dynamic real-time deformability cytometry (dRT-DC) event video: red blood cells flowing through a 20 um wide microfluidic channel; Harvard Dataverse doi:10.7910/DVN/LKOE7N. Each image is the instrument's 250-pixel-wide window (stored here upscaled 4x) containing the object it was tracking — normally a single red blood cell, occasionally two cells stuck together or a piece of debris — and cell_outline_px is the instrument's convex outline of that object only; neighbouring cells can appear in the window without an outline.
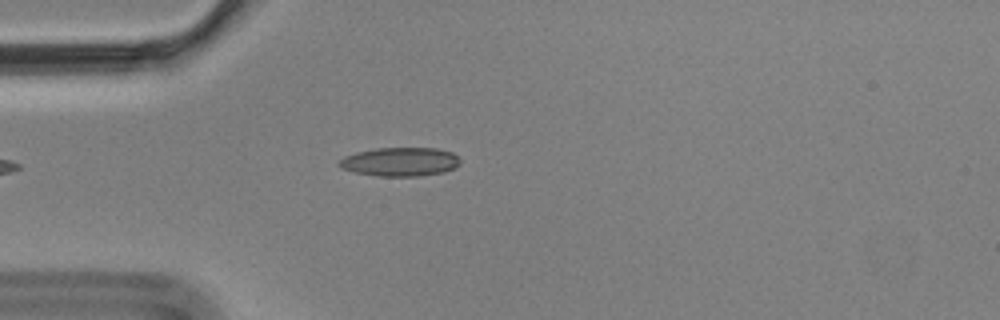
{"species": "Egyptian fruit bat (a non-hibernating species)", "species_latin": "Rousettus aegyptiacus", "temperature_condition": "cold", "stored_images_in_passage": 4, "camera_frame_rate_fps": 3000, "um_per_image_px": 0.085, "animal": {"sex": "male"}, "frame": {"image": 1, "passage_image": 4, "time_ms": 1.0, "image_size_px": [1000, 320], "cell_outline_px": [[460, 164], [456, 168], [444, 172], [420, 176], [376, 176], [356, 172], [340, 168], [336, 164], [344, 156], [356, 152], [376, 148], [436, 148], [452, 152], [460, 160]], "centroid_in_image_um": [34.01, 13.75], "position_along_channel_um": 51.0, "area_um2": 20.46}}